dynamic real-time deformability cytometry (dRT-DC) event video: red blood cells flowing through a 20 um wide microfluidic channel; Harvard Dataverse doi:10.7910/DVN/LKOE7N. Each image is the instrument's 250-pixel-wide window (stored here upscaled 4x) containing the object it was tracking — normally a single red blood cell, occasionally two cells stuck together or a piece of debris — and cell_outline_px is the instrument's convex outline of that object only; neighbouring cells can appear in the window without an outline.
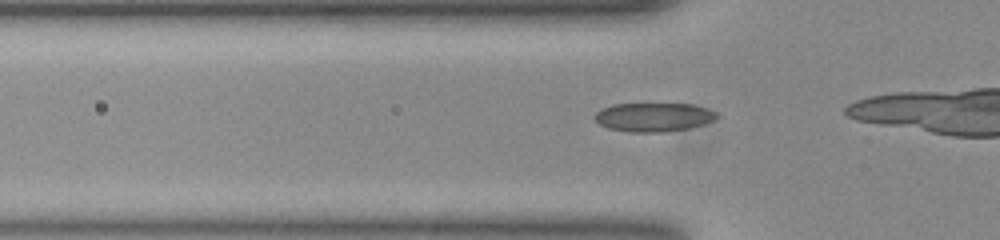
{"species": "common noctule bat (a hibernating species)", "species_latin": "Nyctalus noctula", "temperature_condition": "room temperature", "stored_images_in_passage": 18, "camera_frame_rate_fps": 3000, "um_per_image_px": 0.085, "animal": {"sex": "female", "body_mass_g": 23.0, "forearm_length_mm": 53.4}, "frame": {"image": 1, "passage_image": 13, "time_ms": 4.0, "image_size_px": [1000, 240], "cell_outline_px": [[716, 116], [712, 120], [704, 124], [688, 128], [660, 132], [632, 132], [608, 128], [600, 124], [592, 116], [600, 108], [612, 104], [692, 104], [716, 112]], "centroid_in_image_um": [55.48, 9.95], "position_along_channel_um": 70.3, "area_um2": 20.29}}